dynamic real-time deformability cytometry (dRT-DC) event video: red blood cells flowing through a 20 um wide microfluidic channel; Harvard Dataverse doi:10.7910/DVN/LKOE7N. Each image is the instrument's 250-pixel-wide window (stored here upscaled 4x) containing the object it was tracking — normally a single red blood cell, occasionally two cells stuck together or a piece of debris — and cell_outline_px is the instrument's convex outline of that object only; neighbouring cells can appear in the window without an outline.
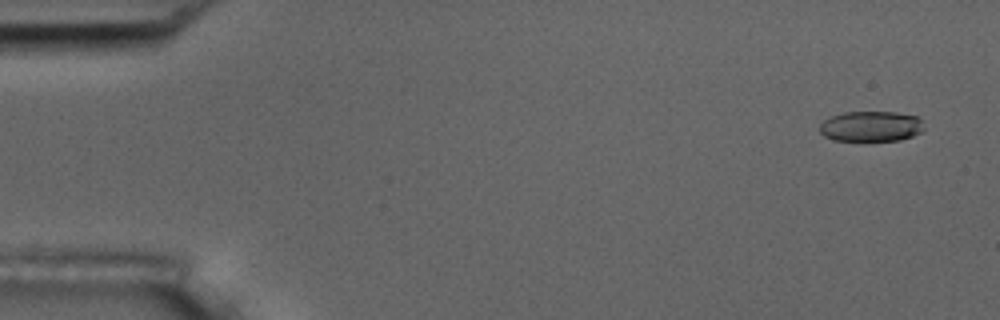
{"species": "common noctule bat (a hibernating species)", "species_latin": "Nyctalus noctula", "temperature_condition": "room temperature", "stored_images_in_passage": 7, "camera_frame_rate_fps": 3000, "um_per_image_px": 0.085, "animal": {"sex": "male", "body_mass_g": 17.5, "forearm_length_mm": 52.3}, "frame": {"image": 1, "passage_image": 1, "time_ms": 0.0, "image_size_px": [1000, 320], "cell_outline_px": [[924, 132], [900, 140], [832, 140], [824, 136], [820, 132], [820, 124], [824, 120], [832, 116], [844, 112], [896, 112], [916, 116], [920, 120], [924, 128]], "centroid_in_image_um": [74.04, 10.74], "position_along_channel_um": 11.0, "area_um2": 18.44}}
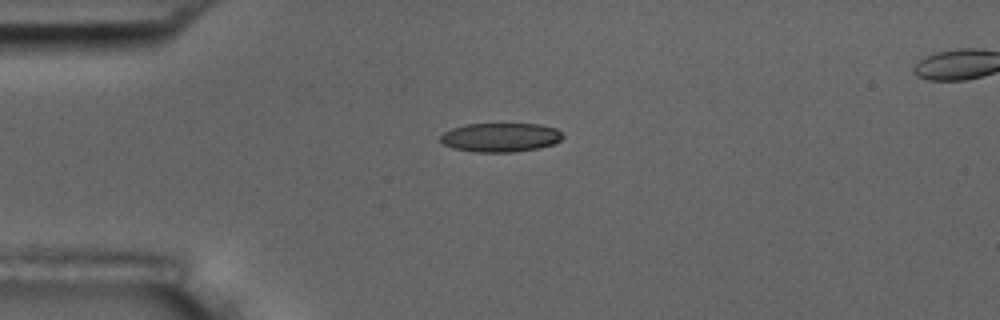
{"frame": {"image": 2, "passage_image": 4, "time_ms": 3.667, "image_size_px": [1000, 320], "cell_outline_px": [[564, 136], [560, 140], [552, 144], [540, 148], [512, 152], [476, 152], [452, 148], [444, 144], [440, 140], [440, 136], [444, 132], [452, 128], [464, 124], [540, 124], [556, 128]], "centroid_in_image_um": [42.53, 11.67], "position_along_channel_um": 42.5, "area_um2": 20.69}}